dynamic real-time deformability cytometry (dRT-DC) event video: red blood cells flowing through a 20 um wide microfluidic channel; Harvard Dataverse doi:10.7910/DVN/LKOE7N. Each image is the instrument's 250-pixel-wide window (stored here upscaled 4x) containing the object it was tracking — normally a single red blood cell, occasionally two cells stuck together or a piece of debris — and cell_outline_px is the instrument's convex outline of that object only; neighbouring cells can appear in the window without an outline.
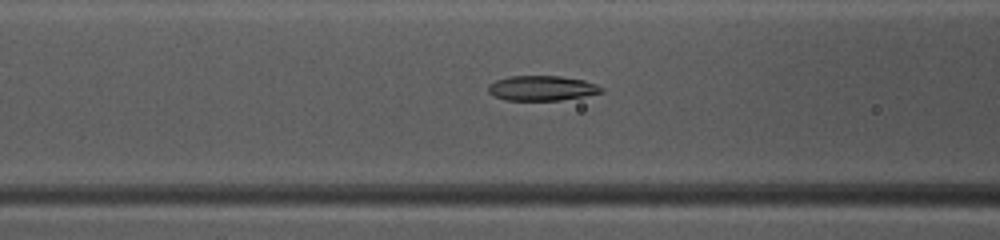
{"species": "common noctule bat (a hibernating species)", "species_latin": "Nyctalus noctula", "temperature_condition": "warm", "stored_images_in_passage": 48, "camera_frame_rate_fps": 3000, "um_per_image_px": 0.085, "animal": {"sex": "female", "body_mass_g": 10.0, "forearm_length_mm": 53.1}, "frame": {"image": 1, "passage_image": 19, "time_ms": 6.0, "image_size_px": [1000, 240], "cell_outline_px": [[604, 92], [584, 96], [560, 100], [504, 100], [492, 96], [488, 92], [488, 84], [496, 80], [508, 76], [560, 76], [584, 80], [596, 84], [604, 88]], "centroid_in_image_um": [46.04, 7.49], "position_along_channel_um": 120.6, "area_um2": 16.59}}
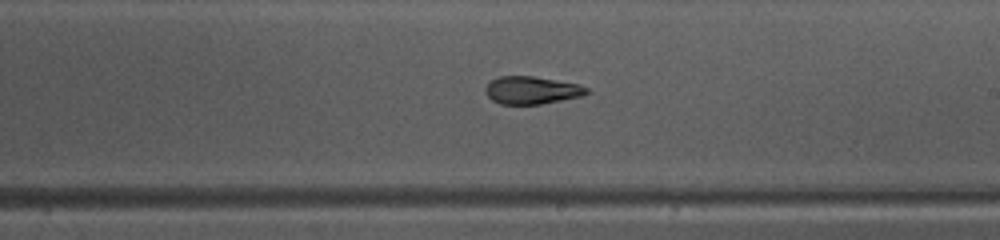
{"frame": {"image": 2, "passage_image": 28, "time_ms": 9.0, "image_size_px": [1000, 240], "cell_outline_px": [[592, 92], [584, 96], [540, 104], [500, 104], [492, 100], [484, 92], [484, 88], [492, 80], [500, 76], [532, 76], [580, 84], [588, 88]], "centroid_in_image_um": [45.24, 7.67], "position_along_channel_um": 243.8, "area_um2": 16.47}}
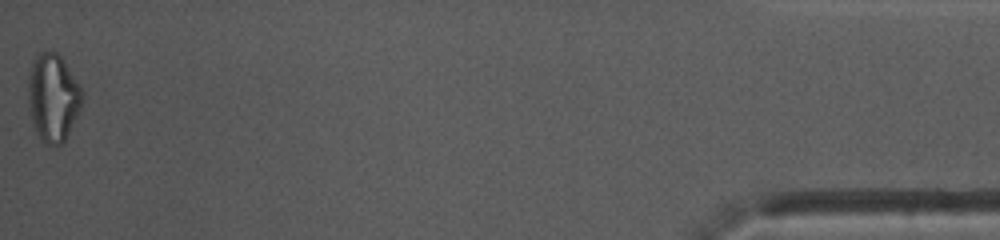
{"frame": {"image": 3, "passage_image": 48, "time_ms": 15.667, "image_size_px": [1000, 240], "cell_outline_px": [[84, 96], [80, 108], [64, 144], [56, 148], [44, 144], [40, 140], [32, 124], [28, 108], [28, 76], [32, 60], [40, 52], [48, 48], [56, 52], [60, 56], [80, 84], [84, 92]], "centroid_in_image_um": [4.49, 8.32], "position_along_channel_um": 430.7, "area_um2": 28.5}, "authors_computed_cell_mechanics": {"area_um2": 17.3978, "velocity_mm_per_s": 4.1065, "shape_relaxation_time_tau1_ms": null, "shape_relaxation_time_tau2_ms": 2.2761, "deformation_change_tau1": null, "deformation_change_tau2": 0.1053}}